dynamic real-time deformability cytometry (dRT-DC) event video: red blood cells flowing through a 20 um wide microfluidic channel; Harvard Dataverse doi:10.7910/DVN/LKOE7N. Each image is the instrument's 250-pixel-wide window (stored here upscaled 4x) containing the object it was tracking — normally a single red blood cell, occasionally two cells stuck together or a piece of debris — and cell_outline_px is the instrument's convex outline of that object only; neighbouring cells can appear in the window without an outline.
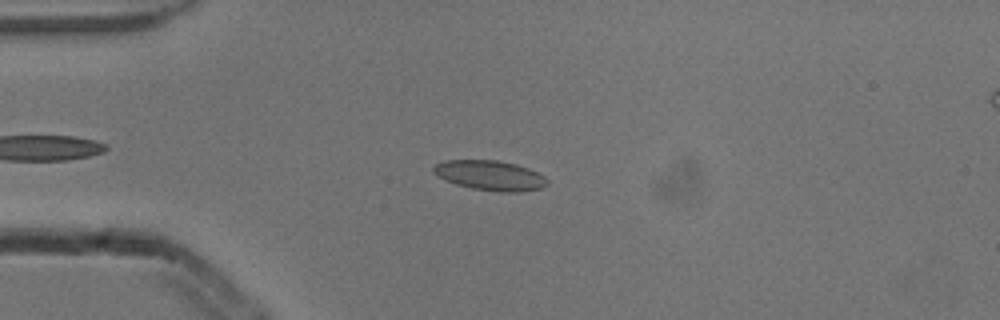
{"species": "common noctule bat (a hibernating species)", "species_latin": "Nyctalus noctula", "temperature_condition": "cold", "stored_images_in_passage": 5, "camera_frame_rate_fps": 3000, "um_per_image_px": 0.085, "animal": {"sex": "male", "body_mass_g": 13.3}, "frame": {"image": 1, "passage_image": 3, "time_ms": 0.667, "image_size_px": [1000, 320], "cell_outline_px": [[548, 184], [540, 188], [520, 192], [500, 192], [472, 188], [456, 184], [432, 172], [432, 168], [436, 164], [444, 160], [496, 160], [516, 164], [528, 168], [544, 176], [548, 180]], "centroid_in_image_um": [41.67, 14.91], "position_along_channel_um": 43.3, "area_um2": 19.65}}
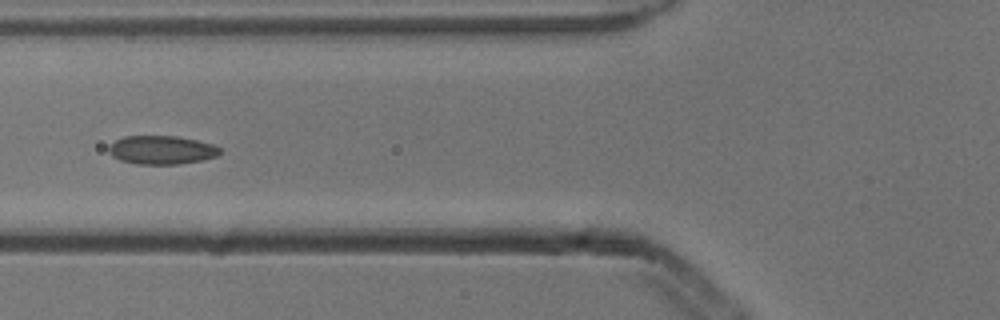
{"frame": {"image": 2, "passage_image": 5, "time_ms": 1.333, "image_size_px": [1000, 320], "cell_outline_px": [[220, 152], [216, 156], [204, 160], [180, 164], [136, 164], [120, 160], [112, 156], [108, 152], [108, 148], [116, 140], [124, 136], [176, 136], [196, 140], [212, 144], [220, 148]], "centroid_in_image_um": [13.73, 12.75], "position_along_channel_um": 112.1, "area_um2": 18.5}}